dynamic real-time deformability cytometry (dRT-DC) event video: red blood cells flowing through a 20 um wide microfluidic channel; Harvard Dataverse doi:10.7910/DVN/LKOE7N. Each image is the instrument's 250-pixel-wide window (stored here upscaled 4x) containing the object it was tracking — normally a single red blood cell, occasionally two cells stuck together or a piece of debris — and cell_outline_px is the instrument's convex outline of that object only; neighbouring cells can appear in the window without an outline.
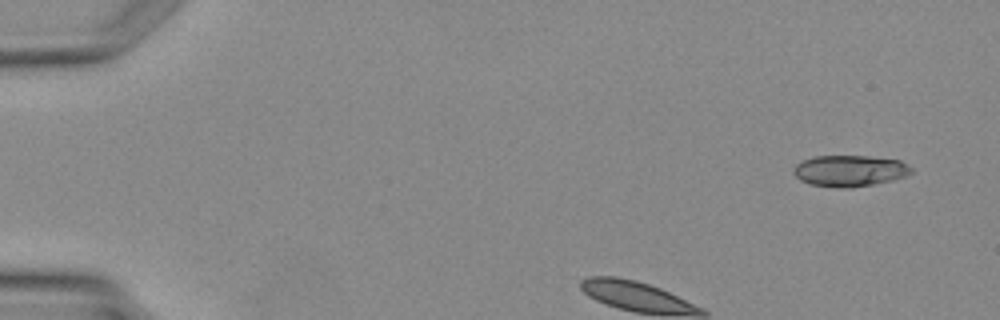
{"species": "Egyptian fruit bat (a non-hibernating species)", "species_latin": "Rousettus aegyptiacus", "temperature_condition": "warm", "stored_images_in_passage": 3, "camera_frame_rate_fps": 3000, "um_per_image_px": 0.085, "animal": {"sex": "female"}, "frame": {"image": 1, "passage_image": 1, "time_ms": 0.0, "image_size_px": [1000, 320], "cell_outline_px": [[912, 172], [908, 176], [892, 180], [852, 188], [848, 188], [808, 184], [800, 180], [792, 172], [792, 168], [796, 164], [804, 160], [816, 156], [868, 156], [900, 160], [912, 168]], "centroid_in_image_um": [72.22, 14.52], "position_along_channel_um": 12.8, "area_um2": 21.44}}